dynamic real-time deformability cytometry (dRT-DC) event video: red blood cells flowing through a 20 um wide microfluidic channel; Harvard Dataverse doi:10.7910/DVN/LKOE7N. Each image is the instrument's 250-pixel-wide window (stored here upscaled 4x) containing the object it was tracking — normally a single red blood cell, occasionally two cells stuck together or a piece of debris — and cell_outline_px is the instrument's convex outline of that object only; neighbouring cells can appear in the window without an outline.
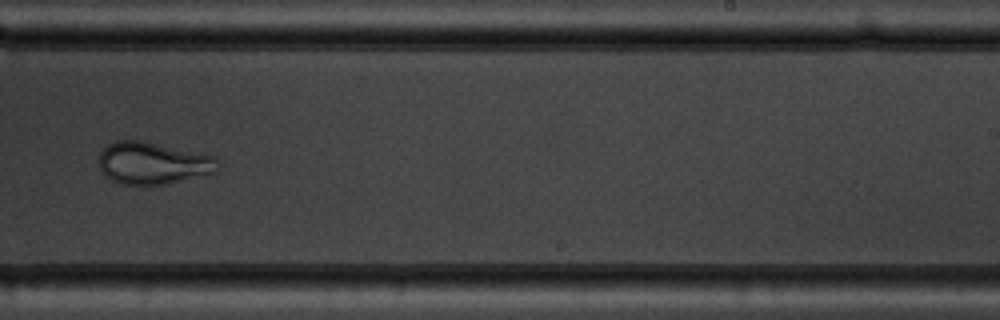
{"species": "common noctule bat (a hibernating species)", "species_latin": "Nyctalus noctula", "temperature_condition": "warm", "stored_images_in_passage": 8, "camera_frame_rate_fps": 3000, "um_per_image_px": 0.085, "animal": {"sex": "male", "body_mass_g": 19.5, "forearm_length_mm": 54.6}, "frame": {"image": 1, "passage_image": 8, "time_ms": 8.0, "image_size_px": [1000, 320], "cell_outline_px": [[216, 172], [168, 184], [120, 184], [112, 180], [100, 168], [100, 152], [108, 144], [116, 140], [144, 140], [216, 156]], "centroid_in_image_um": [13.0, 13.85], "position_along_channel_um": 276.0, "area_um2": 29.07}}